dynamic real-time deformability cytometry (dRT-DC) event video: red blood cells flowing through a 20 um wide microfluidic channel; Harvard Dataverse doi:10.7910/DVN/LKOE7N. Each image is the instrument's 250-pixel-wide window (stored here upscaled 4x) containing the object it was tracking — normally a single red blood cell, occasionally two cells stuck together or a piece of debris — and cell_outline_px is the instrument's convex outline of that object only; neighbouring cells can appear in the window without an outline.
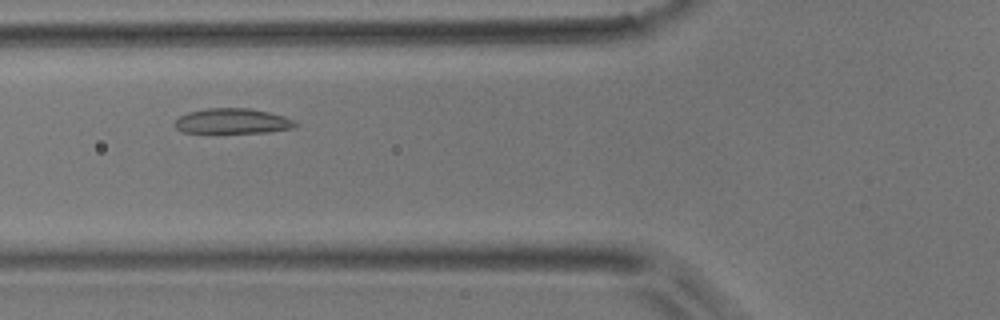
{"species": "common noctule bat (a hibernating species)", "species_latin": "Nyctalus noctula", "temperature_condition": "room temperature", "stored_images_in_passage": 39, "camera_frame_rate_fps": 3000, "um_per_image_px": 0.085, "animal": {"sex": "male", "body_mass_g": 17.9}, "frame": {"image": 1, "passage_image": 7, "time_ms": 2.0, "image_size_px": [1000, 320], "cell_outline_px": [[296, 128], [268, 132], [180, 132], [172, 124], [180, 116], [188, 112], [208, 108], [248, 108], [268, 112], [284, 116], [292, 120], [296, 124]], "centroid_in_image_um": [19.74, 10.29], "position_along_channel_um": 106.1, "area_um2": 17.57}}
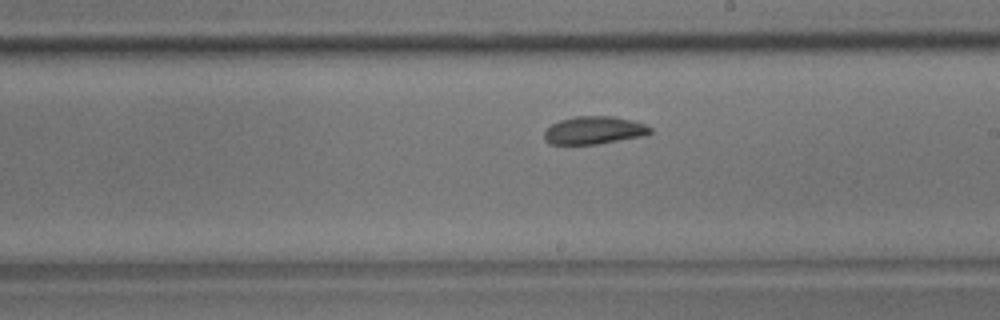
{"frame": {"image": 2, "passage_image": 17, "time_ms": 5.333, "image_size_px": [1000, 320], "cell_outline_px": [[652, 132], [648, 136], [596, 144], [548, 144], [544, 140], [544, 132], [552, 124], [560, 120], [576, 116], [612, 116], [636, 120], [652, 128]], "centroid_in_image_um": [50.55, 11.07], "position_along_channel_um": 238.5, "area_um2": 17.46}}
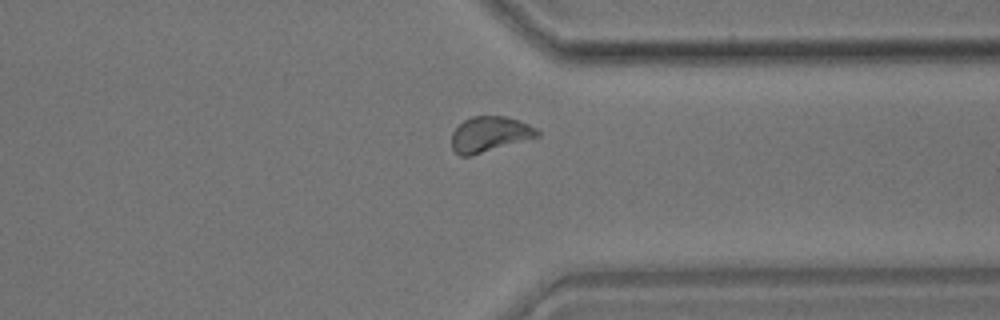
{"frame": {"image": 3, "passage_image": 27, "time_ms": 8.667, "image_size_px": [1000, 320], "cell_outline_px": [[540, 136], [472, 156], [460, 156], [452, 148], [452, 132], [464, 120], [472, 116], [504, 116], [528, 124], [536, 128], [540, 132]], "centroid_in_image_um": [41.62, 11.42], "position_along_channel_um": 369.8, "area_um2": 17.63}}